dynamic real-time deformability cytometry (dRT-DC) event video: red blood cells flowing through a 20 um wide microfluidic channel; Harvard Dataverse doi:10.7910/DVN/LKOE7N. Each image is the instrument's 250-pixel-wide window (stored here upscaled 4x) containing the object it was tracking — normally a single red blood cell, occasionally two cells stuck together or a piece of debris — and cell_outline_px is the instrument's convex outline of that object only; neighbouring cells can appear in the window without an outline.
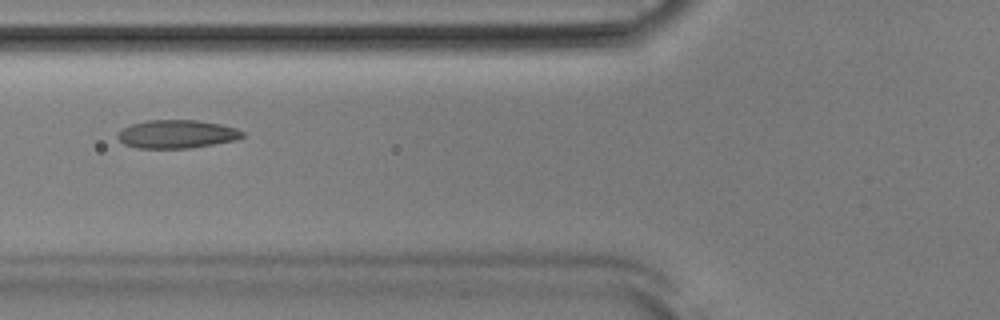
{"species": "Egyptian fruit bat (a non-hibernating species)", "species_latin": "Rousettus aegyptiacus", "temperature_condition": "room temperature", "stored_images_in_passage": 52, "camera_frame_rate_fps": 3000, "um_per_image_px": 0.085, "animal": {"sex": "male"}, "frame": {"image": 1, "passage_image": 20, "time_ms": 6.333, "image_size_px": [1000, 320], "cell_outline_px": [[244, 136], [236, 140], [188, 148], [136, 148], [124, 144], [116, 136], [116, 132], [132, 124], [148, 120], [196, 120], [220, 124], [236, 128], [244, 132]], "centroid_in_image_um": [15.01, 11.4], "position_along_channel_um": 110.8, "area_um2": 20.52}}
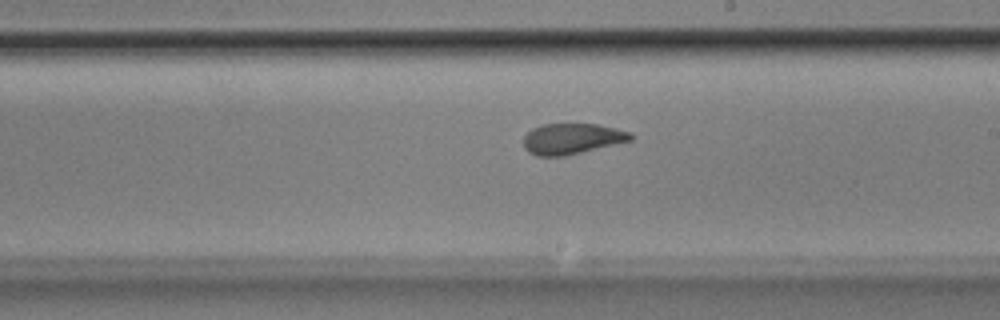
{"frame": {"image": 2, "passage_image": 30, "time_ms": 9.667, "image_size_px": [1000, 320], "cell_outline_px": [[632, 140], [564, 156], [536, 156], [528, 152], [524, 148], [524, 136], [532, 128], [540, 124], [596, 124], [632, 132]], "centroid_in_image_um": [48.58, 11.79], "position_along_channel_um": 240.4, "area_um2": 19.13}}
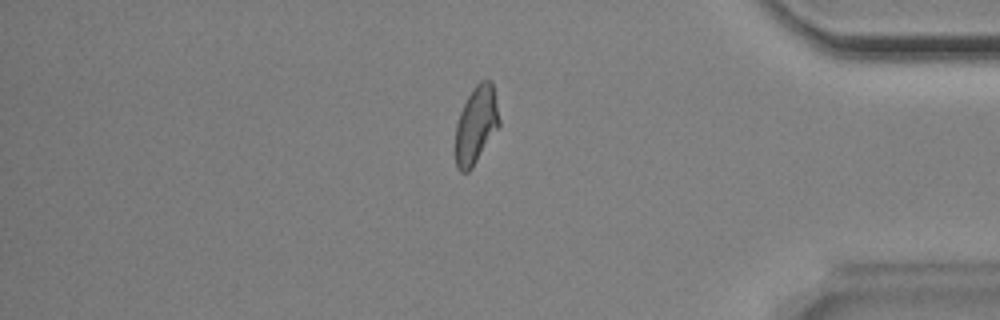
{"frame": {"image": 3, "passage_image": 44, "time_ms": 14.333, "image_size_px": [1000, 320], "cell_outline_px": [[500, 124], [472, 168], [468, 172], [460, 172], [456, 168], [456, 124], [460, 112], [472, 88], [480, 80], [492, 80], [500, 120]], "centroid_in_image_um": [40.47, 10.6], "position_along_channel_um": 394.7, "area_um2": 19.65}, "authors_computed_cell_mechanics": {"area_um2": 20.4034, "velocity_mm_per_s": 3.8872, "shape_relaxation_time_tau1_ms": 6.6972, "shape_relaxation_time_tau2_ms": 1.4723, "deformation_change_tau1": 0.1675, "deformation_change_tau2": 0.0647}}